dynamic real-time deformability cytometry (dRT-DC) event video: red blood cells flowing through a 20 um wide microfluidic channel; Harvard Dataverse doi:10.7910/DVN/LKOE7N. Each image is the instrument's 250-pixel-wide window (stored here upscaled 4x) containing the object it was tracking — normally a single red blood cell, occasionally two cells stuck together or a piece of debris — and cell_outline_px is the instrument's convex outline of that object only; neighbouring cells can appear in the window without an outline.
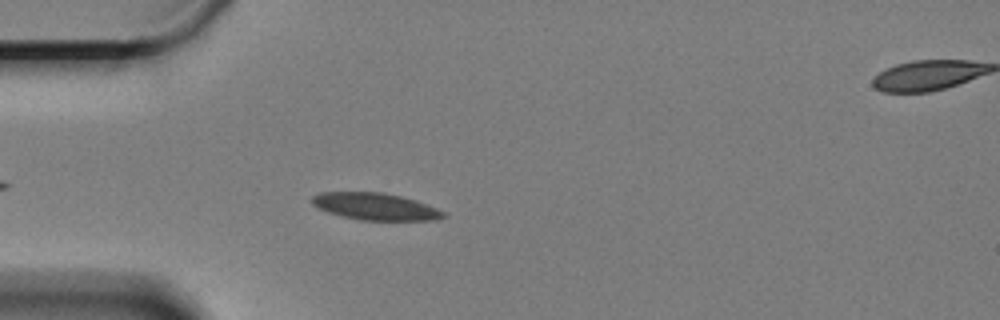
{"species": "Egyptian fruit bat (a non-hibernating species)", "species_latin": "Rousettus aegyptiacus", "temperature_condition": "cold", "stored_images_in_passage": 12, "camera_frame_rate_fps": 3000, "um_per_image_px": 0.085, "animal": {"sex": "female"}, "frame": {"image": 1, "passage_image": 7, "time_ms": 2.0, "image_size_px": [1000, 320], "cell_outline_px": [[444, 216], [432, 220], [360, 220], [340, 216], [328, 212], [312, 204], [312, 196], [320, 192], [384, 192], [416, 200], [436, 208], [444, 212]], "centroid_in_image_um": [31.86, 17.54], "position_along_channel_um": 53.1, "area_um2": 20.52}}
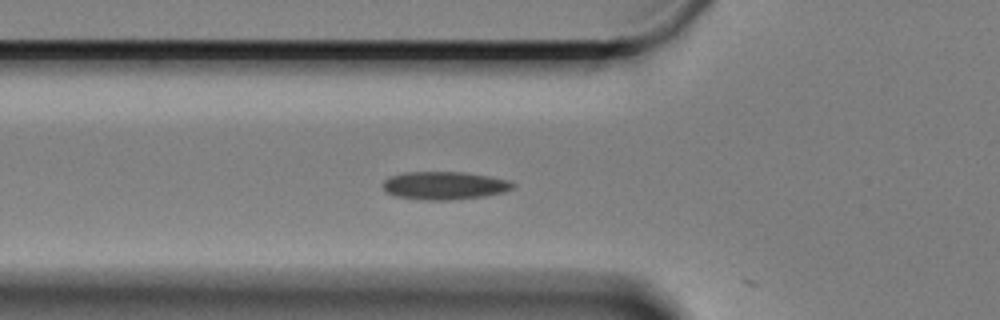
{"frame": {"image": 2, "passage_image": 11, "time_ms": 3.333, "image_size_px": [1000, 320], "cell_outline_px": [[516, 188], [504, 192], [484, 196], [452, 200], [424, 200], [396, 196], [388, 192], [384, 188], [384, 180], [388, 176], [404, 172], [464, 172], [488, 176], [508, 180], [516, 184]], "centroid_in_image_um": [37.81, 15.77], "position_along_channel_um": 88.0, "area_um2": 21.27}}